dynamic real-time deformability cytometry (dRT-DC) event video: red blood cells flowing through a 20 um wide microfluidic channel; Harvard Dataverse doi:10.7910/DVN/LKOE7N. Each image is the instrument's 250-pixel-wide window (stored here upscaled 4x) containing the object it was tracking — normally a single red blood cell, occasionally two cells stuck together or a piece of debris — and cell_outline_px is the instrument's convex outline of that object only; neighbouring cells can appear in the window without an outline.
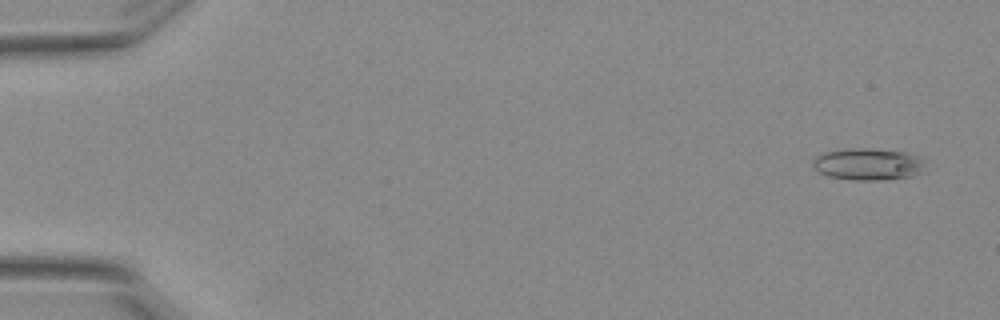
{"species": "Egyptian fruit bat (a non-hibernating species)", "species_latin": "Rousettus aegyptiacus", "temperature_condition": "warm", "stored_images_in_passage": 5, "camera_frame_rate_fps": 3000, "um_per_image_px": 0.085, "animal": {"sex": "female"}, "frame": {"image": 1, "passage_image": 1, "time_ms": 0.0, "image_size_px": [1000, 320], "cell_outline_px": [[924, 172], [912, 176], [876, 180], [852, 180], [828, 176], [820, 172], [812, 164], [812, 160], [816, 156], [824, 152], [852, 148], [864, 148], [908, 152], [920, 156], [924, 160]], "centroid_in_image_um": [73.82, 13.95], "position_along_channel_um": 11.2, "area_um2": 20.98}}
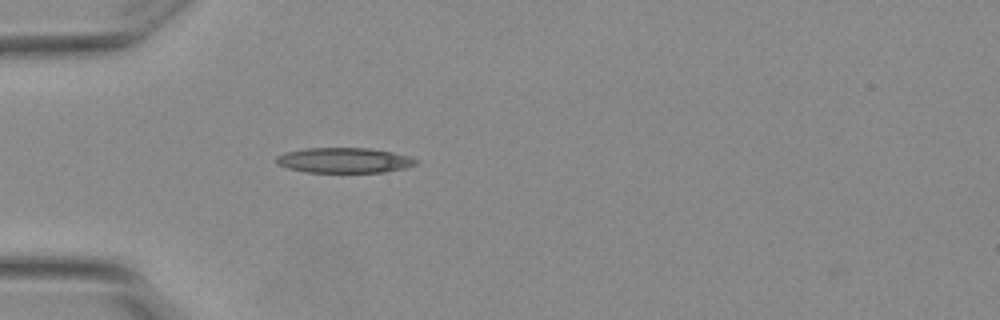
{"frame": {"image": 2, "passage_image": 5, "time_ms": 1.333, "image_size_px": [1000, 320], "cell_outline_px": [[420, 164], [404, 168], [384, 172], [304, 172], [288, 168], [280, 164], [276, 160], [276, 156], [284, 152], [304, 148], [368, 148], [392, 152], [408, 156], [420, 160]], "centroid_in_image_um": [29.29, 13.62], "position_along_channel_um": 55.7, "area_um2": 20.58}}